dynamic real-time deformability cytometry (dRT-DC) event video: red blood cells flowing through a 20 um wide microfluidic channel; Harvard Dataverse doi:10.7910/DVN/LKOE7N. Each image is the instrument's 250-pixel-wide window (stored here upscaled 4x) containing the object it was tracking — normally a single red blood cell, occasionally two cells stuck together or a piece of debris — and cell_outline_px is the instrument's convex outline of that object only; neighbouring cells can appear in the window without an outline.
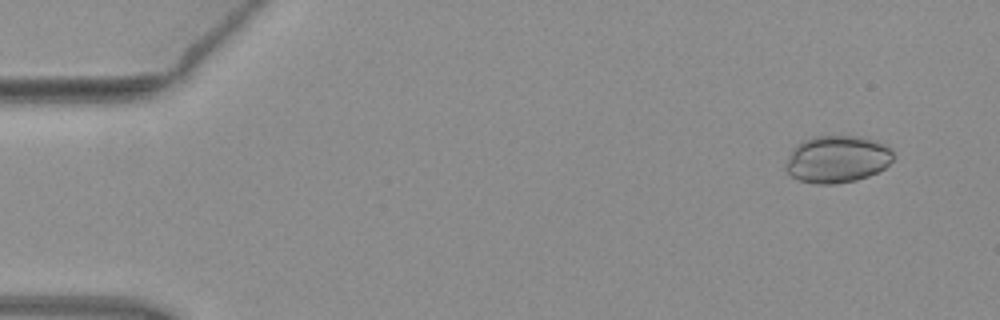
{"species": "common noctule bat (a hibernating species)", "species_latin": "Nyctalus noctula", "temperature_condition": "warm", "stored_images_in_passage": 5, "camera_frame_rate_fps": 3000, "um_per_image_px": 0.085, "animal": {"sex": "female", "body_mass_g": 19.3, "forearm_length_mm": 54.1}, "frame": {"image": 1, "passage_image": 5, "time_ms": 1.333, "image_size_px": [1000, 320], "cell_outline_px": [[892, 160], [884, 168], [868, 176], [856, 180], [836, 184], [816, 184], [800, 180], [792, 176], [784, 168], [784, 164], [792, 148], [796, 144], [812, 136], [860, 136], [876, 140], [892, 148]], "centroid_in_image_um": [71.13, 13.52], "position_along_channel_um": 13.9, "area_um2": 29.77}}